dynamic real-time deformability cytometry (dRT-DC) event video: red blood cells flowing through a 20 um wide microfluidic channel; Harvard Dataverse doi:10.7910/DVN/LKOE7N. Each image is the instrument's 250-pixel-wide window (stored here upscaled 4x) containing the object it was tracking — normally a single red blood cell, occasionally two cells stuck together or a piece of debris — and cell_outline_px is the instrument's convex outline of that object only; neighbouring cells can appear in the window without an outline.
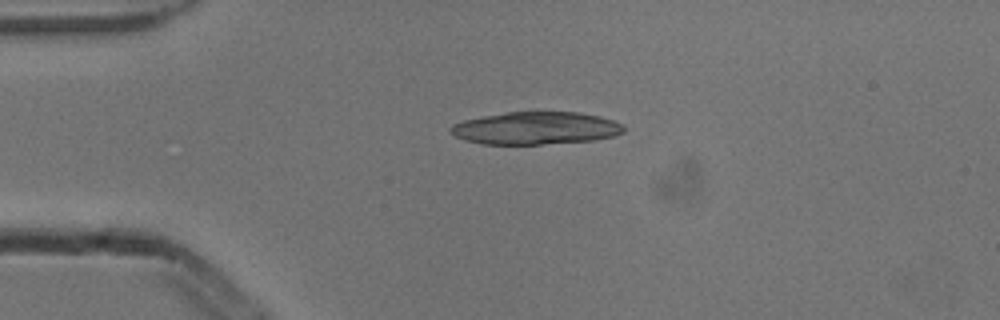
{"species": "common noctule bat (a hibernating species)", "species_latin": "Nyctalus noctula", "temperature_condition": "cold", "stored_images_in_passage": 5, "camera_frame_rate_fps": 3000, "um_per_image_px": 0.085, "animal": {"sex": "male", "body_mass_g": 13.3}, "frame": {"image": 1, "passage_image": 1, "time_ms": 0.0, "image_size_px": [1000, 320], "cell_outline_px": [[624, 132], [616, 136], [596, 140], [540, 144], [484, 144], [468, 140], [456, 136], [448, 132], [448, 128], [452, 124], [464, 120], [484, 116], [508, 112], [576, 112], [600, 116], [624, 124]], "centroid_in_image_um": [45.57, 10.89], "position_along_channel_um": 39.4, "area_um2": 32.89}}